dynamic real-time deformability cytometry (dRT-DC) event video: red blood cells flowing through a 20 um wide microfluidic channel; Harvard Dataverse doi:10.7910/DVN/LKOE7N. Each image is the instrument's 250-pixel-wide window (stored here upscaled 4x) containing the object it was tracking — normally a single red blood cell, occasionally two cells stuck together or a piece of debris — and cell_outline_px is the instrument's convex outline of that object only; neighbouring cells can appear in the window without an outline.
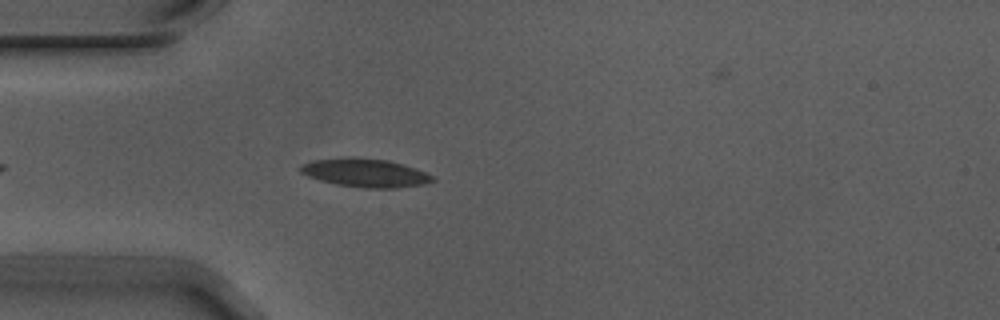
{"species": "Egyptian fruit bat (a non-hibernating species)", "species_latin": "Rousettus aegyptiacus", "temperature_condition": "warm", "stored_images_in_passage": 34, "camera_frame_rate_fps": 3000, "um_per_image_px": 0.085, "animal": {"sex": "male"}, "frame": {"image": 1, "passage_image": 5, "time_ms": 1.333, "image_size_px": [1000, 320], "cell_outline_px": [[436, 180], [424, 184], [396, 188], [364, 188], [336, 184], [320, 180], [308, 176], [300, 172], [300, 164], [312, 160], [340, 156], [352, 156], [388, 160], [404, 164], [416, 168], [432, 176]], "centroid_in_image_um": [31.01, 14.67], "position_along_channel_um": 54.0, "area_um2": 22.25}}
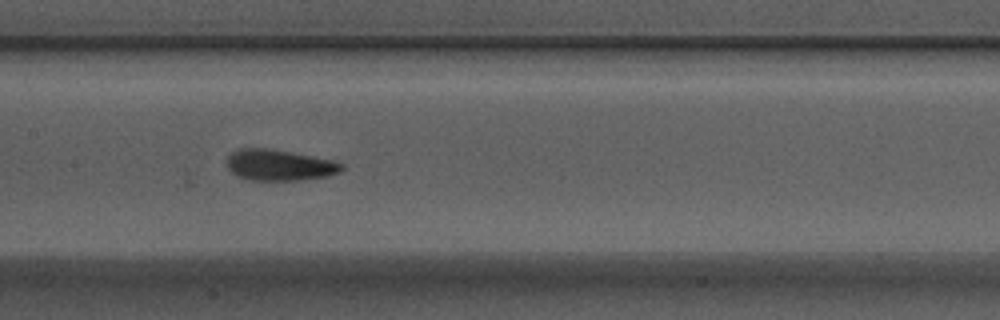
{"frame": {"image": 2, "passage_image": 16, "time_ms": 5.0, "image_size_px": [1000, 320], "cell_outline_px": [[344, 168], [340, 172], [328, 176], [304, 180], [248, 180], [236, 176], [228, 168], [228, 156], [232, 152], [240, 148], [268, 148], [332, 160], [344, 164]], "centroid_in_image_um": [23.75, 14.04], "position_along_channel_um": 183.6, "area_um2": 20.75}}
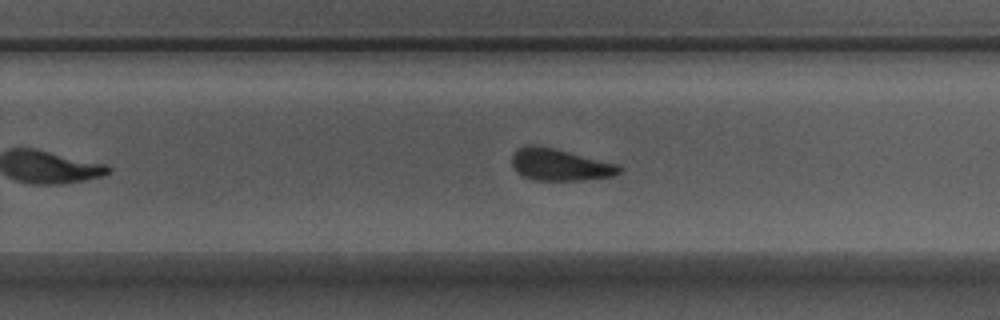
{"frame": {"image": 3, "passage_image": 24, "time_ms": 7.667, "image_size_px": [1000, 320], "cell_outline_px": [[624, 168], [616, 176], [580, 180], [532, 180], [516, 172], [512, 168], [512, 156], [516, 148], [524, 144], [532, 144], [552, 148], [620, 164]], "centroid_in_image_um": [47.58, 14.0], "position_along_channel_um": 282.2, "area_um2": 20.23}, "authors_computed_cell_mechanics": {"area_um2": 20.7213, "velocity_mm_per_s": 3.7048, "shape_relaxation_time_tau1_ms": 3.5475, "shape_relaxation_time_tau2_ms": 3.1817, "deformation_change_tau1": 0.1117, "deformation_change_tau2": 0.1253}}